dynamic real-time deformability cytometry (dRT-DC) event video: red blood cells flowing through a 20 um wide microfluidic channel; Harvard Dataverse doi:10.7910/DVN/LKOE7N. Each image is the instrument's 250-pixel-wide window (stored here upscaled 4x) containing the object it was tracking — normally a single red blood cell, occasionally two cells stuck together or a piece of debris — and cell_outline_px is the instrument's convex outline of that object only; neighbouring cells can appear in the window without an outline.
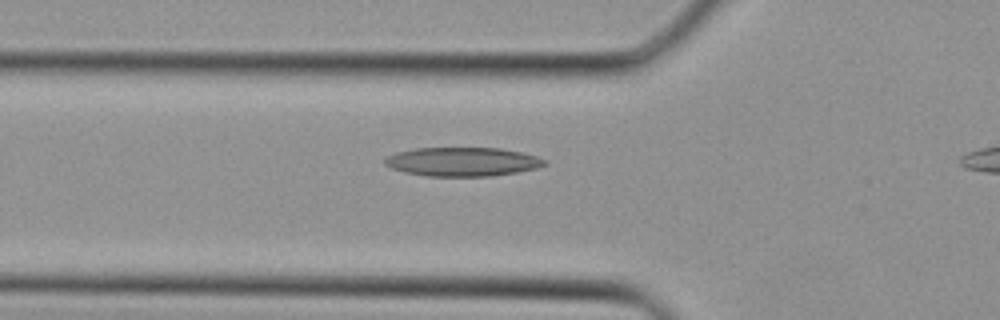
{"species": "Egyptian fruit bat (a non-hibernating species)", "species_latin": "Rousettus aegyptiacus", "temperature_condition": "cold", "stored_images_in_passage": 24, "camera_frame_rate_fps": 3000, "um_per_image_px": 0.085, "animal": {"sex": "female"}, "frame": {"image": 1, "passage_image": 5, "time_ms": 1.333, "image_size_px": [1000, 320], "cell_outline_px": [[548, 164], [536, 168], [516, 172], [492, 176], [428, 176], [404, 172], [392, 168], [384, 164], [384, 160], [388, 156], [396, 152], [416, 148], [500, 148], [520, 152], [536, 156], [548, 160]], "centroid_in_image_um": [39.32, 13.75], "position_along_channel_um": 86.5, "area_um2": 26.88}}
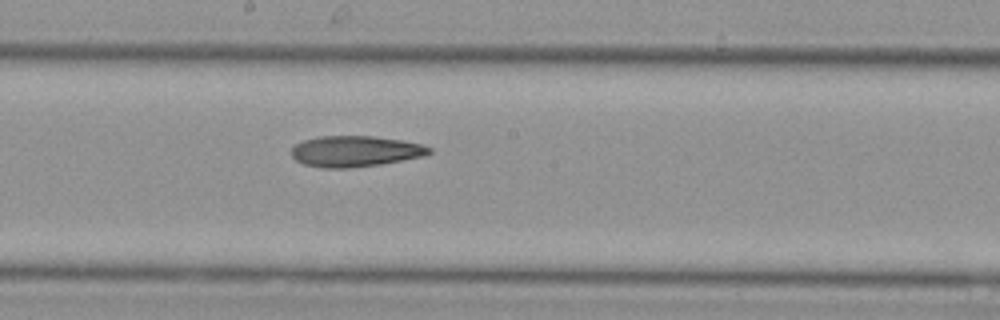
{"frame": {"image": 2, "passage_image": 12, "time_ms": 3.667, "image_size_px": [1000, 320], "cell_outline_px": [[432, 152], [424, 156], [380, 164], [348, 168], [320, 168], [304, 164], [296, 160], [292, 156], [292, 148], [296, 144], [304, 140], [316, 136], [372, 136], [400, 140], [420, 144], [432, 148]], "centroid_in_image_um": [30.17, 12.86], "position_along_channel_um": 218.0, "area_um2": 24.74}}
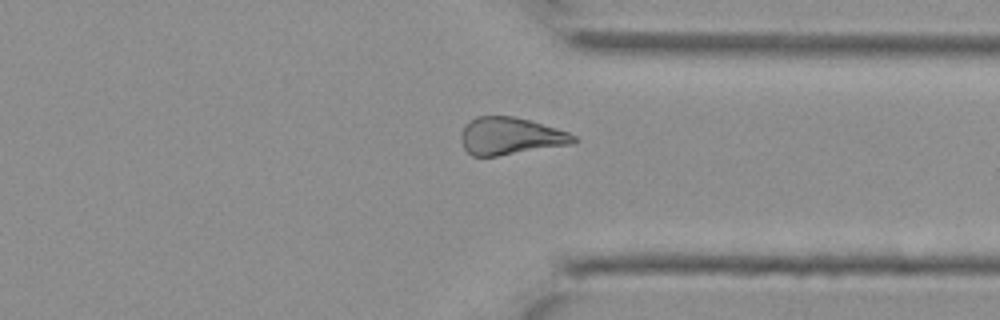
{"frame": {"image": 3, "passage_image": 20, "time_ms": 6.333, "image_size_px": [1000, 320], "cell_outline_px": [[580, 140], [576, 144], [496, 156], [472, 156], [464, 148], [460, 136], [464, 124], [476, 116], [516, 116], [556, 128], [568, 132], [576, 136]], "centroid_in_image_um": [43.41, 11.57], "position_along_channel_um": 368.0, "area_um2": 24.8}}